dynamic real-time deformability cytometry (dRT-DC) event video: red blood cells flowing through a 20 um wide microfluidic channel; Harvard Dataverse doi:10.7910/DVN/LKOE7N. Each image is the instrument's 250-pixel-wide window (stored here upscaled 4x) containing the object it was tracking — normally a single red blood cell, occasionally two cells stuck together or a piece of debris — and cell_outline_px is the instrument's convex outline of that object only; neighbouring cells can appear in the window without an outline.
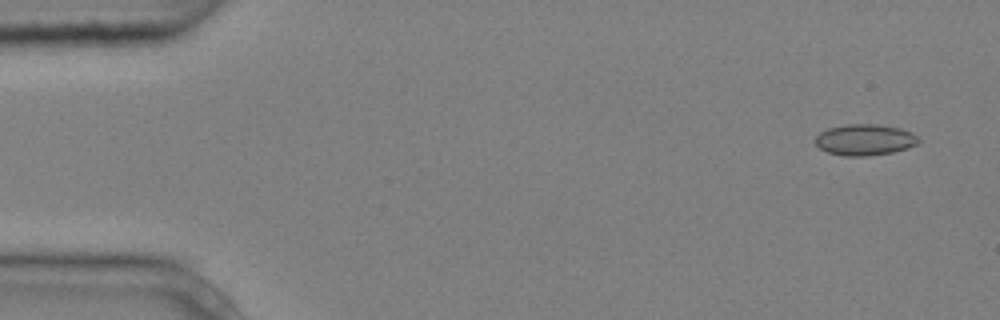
{"species": "common noctule bat (a hibernating species)", "species_latin": "Nyctalus noctula", "temperature_condition": "cold", "stored_images_in_passage": 5, "camera_frame_rate_fps": 3000, "um_per_image_px": 0.085, "animal": {"sex": "male", "body_mass_g": 20.4}, "frame": {"image": 1, "passage_image": 1, "time_ms": 0.0, "image_size_px": [1000, 320], "cell_outline_px": [[920, 140], [916, 144], [908, 148], [892, 152], [868, 156], [844, 156], [828, 152], [820, 148], [816, 144], [816, 136], [820, 132], [828, 128], [844, 124], [876, 124], [900, 128], [912, 132]], "centroid_in_image_um": [73.51, 11.88], "position_along_channel_um": 11.5, "area_um2": 18.73}}
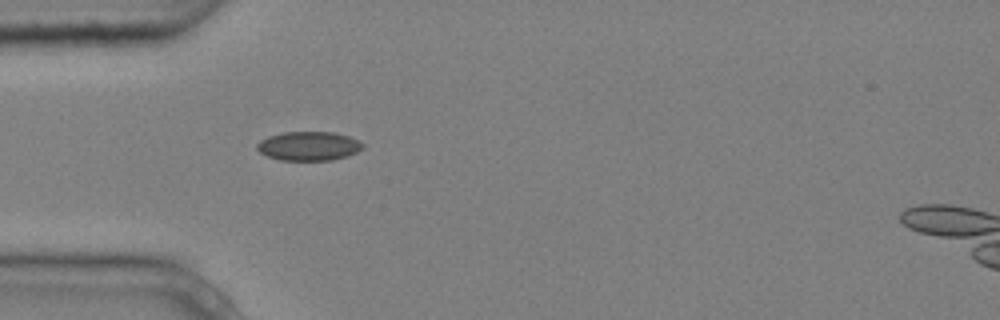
{"frame": {"image": 2, "passage_image": 4, "time_ms": 1.0, "image_size_px": [1000, 320], "cell_outline_px": [[364, 148], [348, 156], [332, 160], [280, 160], [268, 156], [260, 152], [256, 148], [256, 144], [260, 140], [268, 136], [284, 132], [332, 132], [348, 136], [364, 144]], "centroid_in_image_um": [26.23, 12.41], "position_along_channel_um": 58.8, "area_um2": 17.86}}